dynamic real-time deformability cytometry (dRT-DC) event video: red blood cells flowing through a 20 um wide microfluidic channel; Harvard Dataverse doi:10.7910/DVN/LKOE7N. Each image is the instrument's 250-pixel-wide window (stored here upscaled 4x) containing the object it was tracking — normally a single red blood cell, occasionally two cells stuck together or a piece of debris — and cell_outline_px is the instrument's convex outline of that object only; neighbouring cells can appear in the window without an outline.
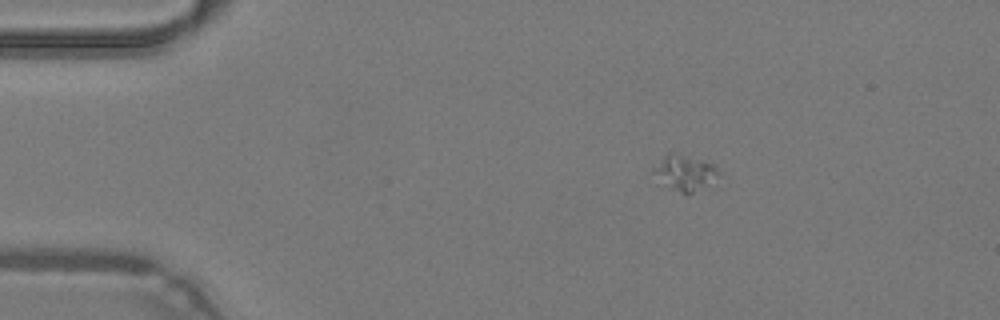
{"species": "common noctule bat (a hibernating species)", "species_latin": "Nyctalus noctula", "temperature_condition": "warm", "stored_images_in_passage": 44, "camera_frame_rate_fps": 3000, "um_per_image_px": 0.085, "animal": {"sex": "male", "body_mass_g": 19.2, "forearm_length_mm": 51.8}, "frame": {"image": 1, "passage_image": 4, "time_ms": 1.0, "image_size_px": [1000, 320], "cell_outline_px": [[716, 176], [688, 196], [668, 188], [652, 172], [664, 156], [668, 152], [712, 164], [716, 168]], "centroid_in_image_um": [58.13, 14.72], "position_along_channel_um": 26.9, "area_um2": 12.48}}
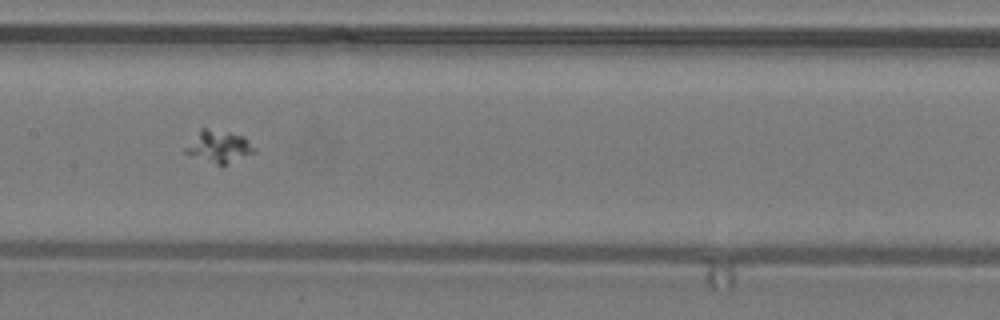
{"frame": {"image": 2, "passage_image": 20, "time_ms": 6.333, "image_size_px": [1000, 320], "cell_outline_px": [[256, 152], [224, 164], [216, 164], [184, 152], [184, 148], [200, 128], [208, 128], [228, 132], [244, 136], [256, 148]], "centroid_in_image_um": [18.6, 12.43], "position_along_channel_um": 188.8, "area_um2": 12.6}}
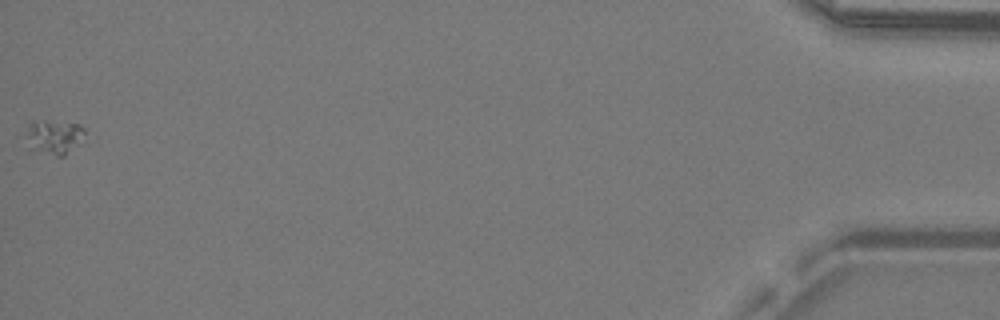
{"frame": {"image": 3, "passage_image": 44, "time_ms": 14.333, "image_size_px": [1000, 320], "cell_outline_px": [[84, 144], [64, 156], [56, 156], [28, 148], [24, 136], [28, 124], [32, 120], [44, 120], [80, 124], [84, 128]], "centroid_in_image_um": [4.6, 11.64], "position_along_channel_um": 430.6, "area_um2": 12.48}}